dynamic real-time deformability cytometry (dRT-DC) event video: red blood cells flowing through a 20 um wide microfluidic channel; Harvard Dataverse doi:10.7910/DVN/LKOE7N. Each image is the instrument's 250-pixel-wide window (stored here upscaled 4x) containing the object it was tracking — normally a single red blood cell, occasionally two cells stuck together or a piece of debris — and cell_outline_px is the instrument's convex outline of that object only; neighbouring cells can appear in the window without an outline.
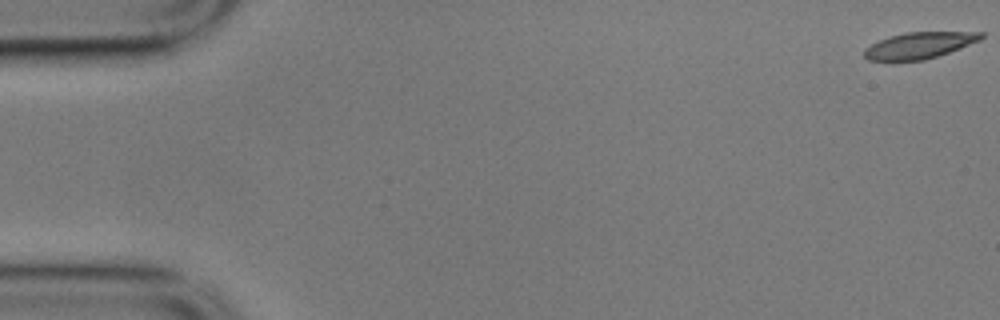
{"species": "common noctule bat (a hibernating species)", "species_latin": "Nyctalus noctula", "temperature_condition": "cold", "stored_images_in_passage": 57, "camera_frame_rate_fps": 3000, "um_per_image_px": 0.085, "animal": {"sex": "male", "body_mass_g": 17.9}, "frame": {"image": 1, "passage_image": 1, "time_ms": 0.0, "image_size_px": [1000, 320], "cell_outline_px": [[984, 36], [980, 40], [960, 48], [924, 60], [868, 60], [864, 56], [864, 48], [880, 40], [892, 36], [908, 32], [984, 32]], "centroid_in_image_um": [78.15, 3.85], "position_along_channel_um": 6.8, "area_um2": 17.57}}
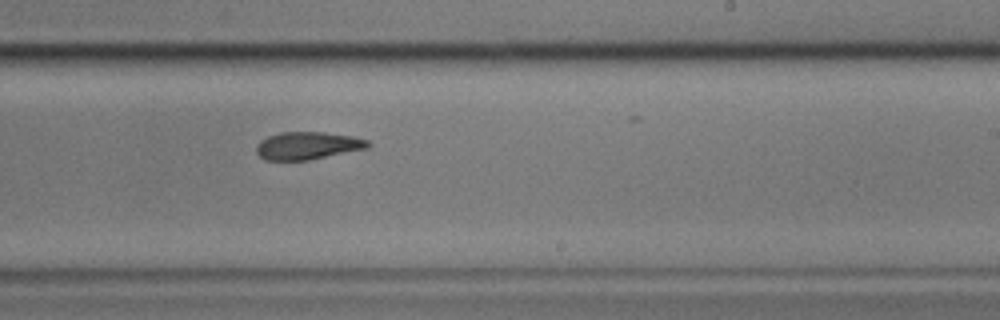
{"frame": {"image": 2, "passage_image": 35, "time_ms": 11.333, "image_size_px": [1000, 320], "cell_outline_px": [[372, 144], [368, 148], [308, 160], [264, 160], [256, 152], [256, 144], [260, 140], [268, 136], [280, 132], [324, 132], [352, 136], [368, 140]], "centroid_in_image_um": [26.14, 12.37], "position_along_channel_um": 262.9, "area_um2": 18.03}}
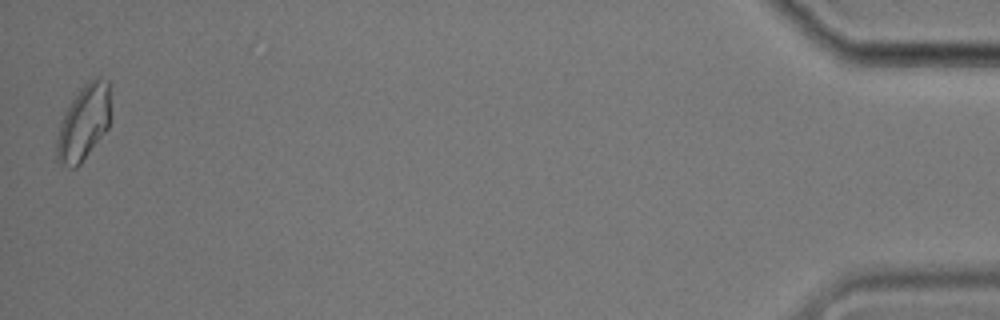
{"frame": {"image": 3, "passage_image": 57, "time_ms": 18.667, "image_size_px": [1000, 320], "cell_outline_px": [[108, 128], [80, 164], [76, 168], [72, 168], [60, 164], [56, 160], [56, 140], [60, 124], [64, 112], [72, 100], [84, 84], [88, 80], [96, 76], [108, 80]], "centroid_in_image_um": [7.07, 10.45], "position_along_channel_um": 428.1, "area_um2": 23.29}, "authors_computed_cell_mechanics": {"area_um2": 19.074, "velocity_mm_per_s": 3.4899, "shape_relaxation_time_tau1_ms": null, "shape_relaxation_time_tau2_ms": 3.7914, "deformation_change_tau1": null, "deformation_change_tau2": 0.1065}}